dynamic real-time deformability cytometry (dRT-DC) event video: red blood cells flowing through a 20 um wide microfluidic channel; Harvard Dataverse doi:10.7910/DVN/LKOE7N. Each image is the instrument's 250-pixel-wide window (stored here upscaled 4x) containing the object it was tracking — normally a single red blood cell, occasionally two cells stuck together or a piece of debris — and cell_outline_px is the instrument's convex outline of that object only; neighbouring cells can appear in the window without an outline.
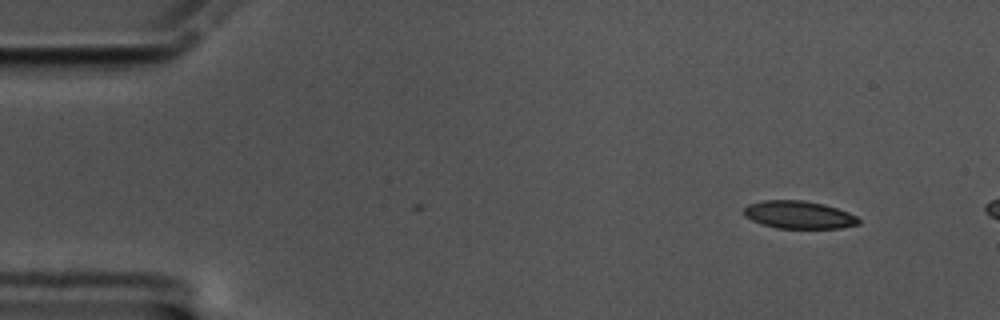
{"species": "common noctule bat (a hibernating species)", "species_latin": "Nyctalus noctula", "temperature_condition": "cold", "stored_images_in_passage": 4, "camera_frame_rate_fps": 3000, "um_per_image_px": 0.085, "animal": {"sex": "male", "body_mass_g": 17.5, "forearm_length_mm": 52.3}, "frame": {"image": 1, "passage_image": 4, "time_ms": 1.0, "image_size_px": [1000, 320], "cell_outline_px": [[860, 224], [840, 228], [776, 228], [752, 220], [744, 216], [744, 208], [748, 204], [764, 200], [804, 200], [824, 204], [848, 212], [856, 216], [860, 220]], "centroid_in_image_um": [67.91, 18.25], "position_along_channel_um": 17.1, "area_um2": 18.5}}